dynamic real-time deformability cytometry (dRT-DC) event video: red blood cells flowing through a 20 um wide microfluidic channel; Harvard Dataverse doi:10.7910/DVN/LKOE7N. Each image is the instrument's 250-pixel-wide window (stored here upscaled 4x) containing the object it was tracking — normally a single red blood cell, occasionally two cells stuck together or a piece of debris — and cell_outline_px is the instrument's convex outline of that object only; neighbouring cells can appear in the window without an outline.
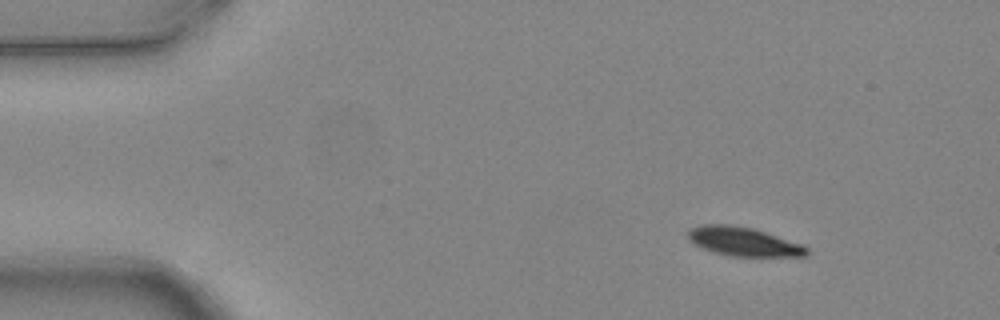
{"species": "common noctule bat (a hibernating species)", "species_latin": "Nyctalus noctula", "temperature_condition": "warm", "stored_images_in_passage": 5, "camera_frame_rate_fps": 3000, "um_per_image_px": 0.085, "animal": {"sex": "female", "body_mass_g": 24.6, "forearm_length_mm": 56.2}, "frame": {"image": 1, "passage_image": 1, "time_ms": 0.0, "image_size_px": [1000, 320], "cell_outline_px": [[808, 256], [732, 256], [712, 252], [688, 240], [688, 232], [692, 228], [700, 224], [728, 224], [752, 228], [804, 244], [808, 248]], "centroid_in_image_um": [63.22, 20.53], "position_along_channel_um": 21.8, "area_um2": 19.94}}
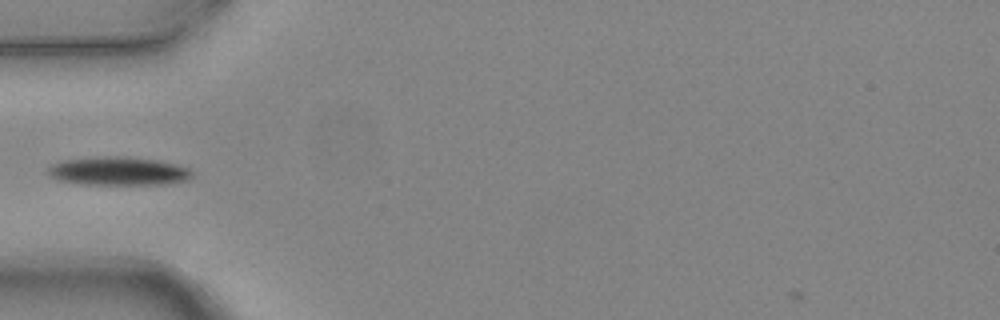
{"frame": {"image": 2, "passage_image": 4, "time_ms": 1.0, "image_size_px": [1000, 320], "cell_outline_px": [[196, 172], [188, 180], [168, 184], [72, 184], [56, 180], [48, 176], [48, 168], [52, 164], [64, 160], [108, 156], [124, 156], [156, 160], [176, 164], [188, 168]], "centroid_in_image_um": [10.06, 14.56], "position_along_channel_um": 74.9, "area_um2": 24.16}}
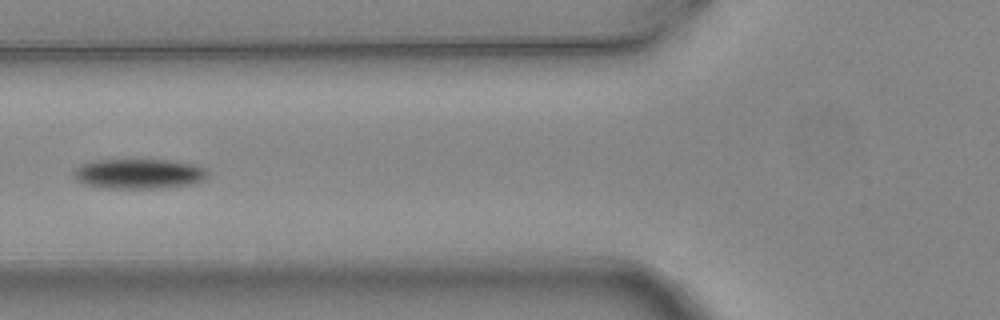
{"frame": {"image": 3, "passage_image": 5, "time_ms": 1.333, "image_size_px": [1000, 320], "cell_outline_px": [[208, 176], [204, 180], [192, 184], [164, 188], [108, 188], [88, 184], [76, 180], [72, 168], [80, 164], [92, 160], [168, 160], [196, 164], [208, 168]], "centroid_in_image_um": [11.84, 14.76], "position_along_channel_um": 114.0, "area_um2": 23.64}}